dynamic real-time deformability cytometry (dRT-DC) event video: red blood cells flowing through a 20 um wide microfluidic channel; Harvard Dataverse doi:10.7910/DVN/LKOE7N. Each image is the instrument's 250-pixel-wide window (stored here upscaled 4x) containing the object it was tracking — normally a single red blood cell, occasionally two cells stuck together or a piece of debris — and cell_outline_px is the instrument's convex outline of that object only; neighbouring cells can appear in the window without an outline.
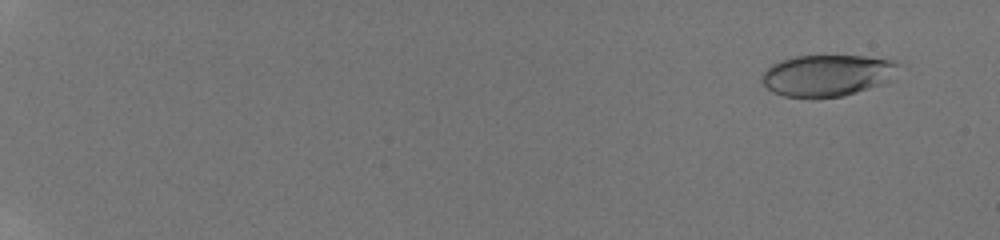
{"species": "human", "species_latin": "Homo sapiens", "temperature_condition": "room temperature", "stored_images_in_passage": 14, "camera_frame_rate_fps": 3000, "um_per_image_px": 0.085, "donor": {"sex": "male"}, "frame": {"image": 1, "passage_image": 3, "time_ms": 1.333, "image_size_px": [1000, 240], "cell_outline_px": [[900, 64], [888, 80], [880, 84], [844, 96], [784, 96], [772, 92], [764, 84], [760, 76], [772, 64], [780, 60], [796, 56], [864, 56], [892, 60]], "centroid_in_image_um": [70.28, 6.39], "position_along_channel_um": 14.7, "area_um2": 32.37}}
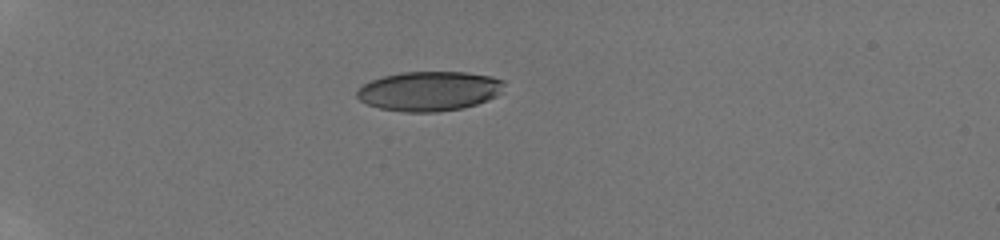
{"frame": {"image": 2, "passage_image": 10, "time_ms": 6.0, "image_size_px": [1000, 240], "cell_outline_px": [[504, 84], [500, 92], [496, 96], [488, 100], [464, 108], [436, 112], [404, 112], [380, 108], [368, 104], [360, 100], [356, 96], [356, 92], [364, 84], [372, 80], [384, 76], [400, 72], [468, 72], [492, 76], [504, 80]], "centroid_in_image_um": [36.51, 7.74], "position_along_channel_um": 48.5, "area_um2": 33.99}}
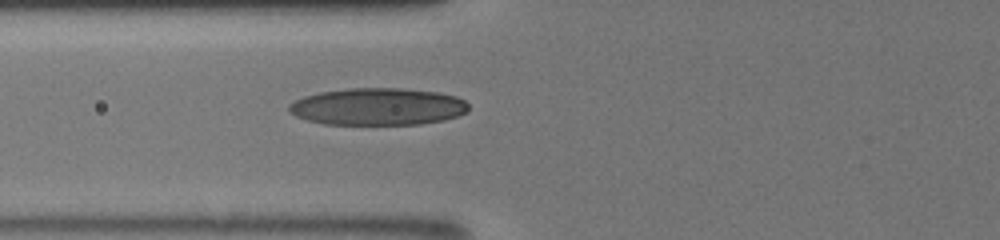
{"frame": {"image": 3, "passage_image": 14, "time_ms": 8.333, "image_size_px": [1000, 240], "cell_outline_px": [[468, 112], [444, 120], [420, 124], [324, 124], [308, 120], [296, 116], [288, 108], [288, 104], [304, 96], [320, 92], [348, 88], [400, 88], [440, 92], [456, 96], [464, 100], [468, 104]], "centroid_in_image_um": [32.14, 9.06], "position_along_channel_um": 93.7, "area_um2": 38.9}}